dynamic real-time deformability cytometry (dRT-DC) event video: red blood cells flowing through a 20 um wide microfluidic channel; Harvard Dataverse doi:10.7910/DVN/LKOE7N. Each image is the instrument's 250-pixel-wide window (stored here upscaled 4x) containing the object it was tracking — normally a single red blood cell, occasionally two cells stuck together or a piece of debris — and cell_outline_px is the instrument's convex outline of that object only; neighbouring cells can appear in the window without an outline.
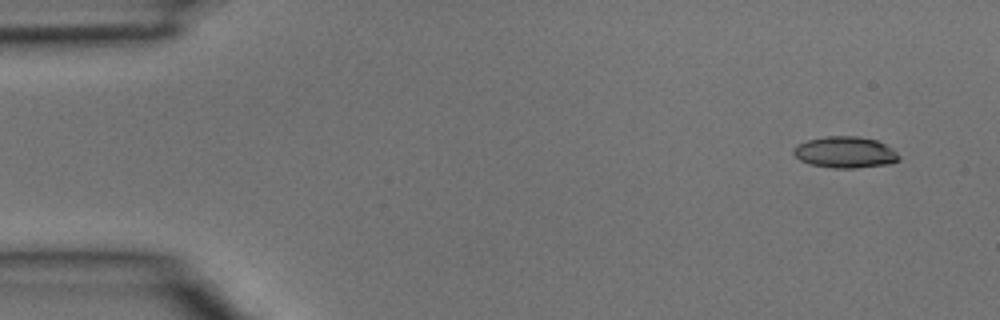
{"species": "common noctule bat (a hibernating species)", "species_latin": "Nyctalus noctula", "temperature_condition": "room temperature", "stored_images_in_passage": 3, "camera_frame_rate_fps": 3000, "um_per_image_px": 0.085, "animal": {"sex": "male", "body_mass_g": 15.6}, "frame": {"image": 1, "passage_image": 1, "time_ms": 0.0, "image_size_px": [1000, 320], "cell_outline_px": [[900, 160], [888, 164], [856, 168], [832, 168], [808, 164], [800, 160], [792, 152], [800, 144], [808, 140], [828, 136], [856, 136], [876, 140], [892, 148], [900, 156]], "centroid_in_image_um": [71.86, 12.96], "position_along_channel_um": 13.1, "area_um2": 19.13}}